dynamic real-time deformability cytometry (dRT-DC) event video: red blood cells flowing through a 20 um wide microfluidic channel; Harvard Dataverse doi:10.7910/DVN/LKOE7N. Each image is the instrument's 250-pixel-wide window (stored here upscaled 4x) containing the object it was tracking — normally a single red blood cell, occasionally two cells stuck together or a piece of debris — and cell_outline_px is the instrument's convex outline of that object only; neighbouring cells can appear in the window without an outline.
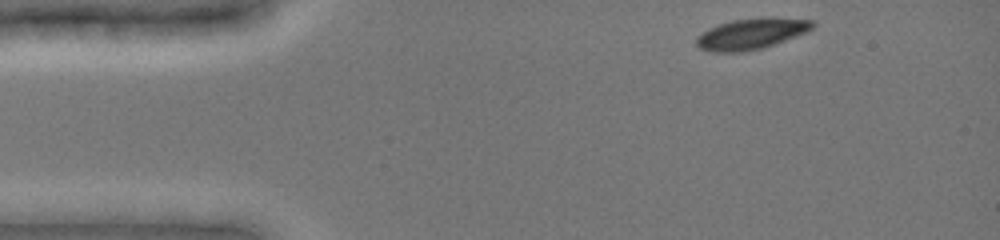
{"species": "common noctule bat (a hibernating species)", "species_latin": "Nyctalus noctula", "temperature_condition": "cold", "stored_images_in_passage": 41, "camera_frame_rate_fps": 3000, "um_per_image_px": 0.085, "animal": {"sex": "female", "body_mass_g": 19.0, "forearm_length_mm": 51.5}, "frame": {"image": 1, "passage_image": 1, "time_ms": 0.0, "image_size_px": [1000, 240], "cell_outline_px": [[816, 24], [808, 32], [760, 48], [744, 52], [712, 52], [700, 48], [696, 44], [696, 36], [708, 28], [732, 20], [816, 20]], "centroid_in_image_um": [63.78, 2.92], "position_along_channel_um": 21.2, "area_um2": 19.88}}
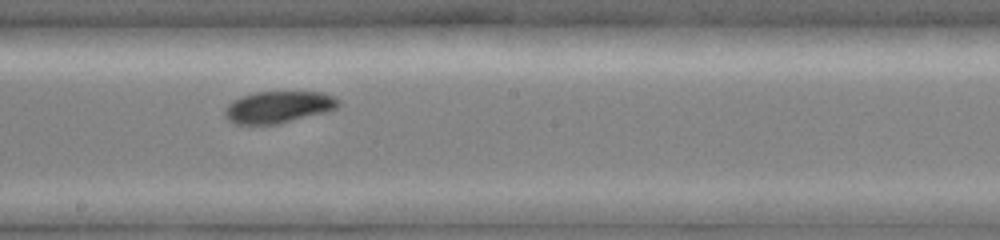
{"frame": {"image": 2, "passage_image": 22, "time_ms": 7.0, "image_size_px": [1000, 240], "cell_outline_px": [[340, 104], [336, 108], [324, 112], [276, 124], [236, 124], [228, 120], [224, 116], [224, 108], [228, 104], [240, 96], [256, 92], [324, 92], [340, 100]], "centroid_in_image_um": [23.62, 9.09], "position_along_channel_um": 224.6, "area_um2": 20.92}}
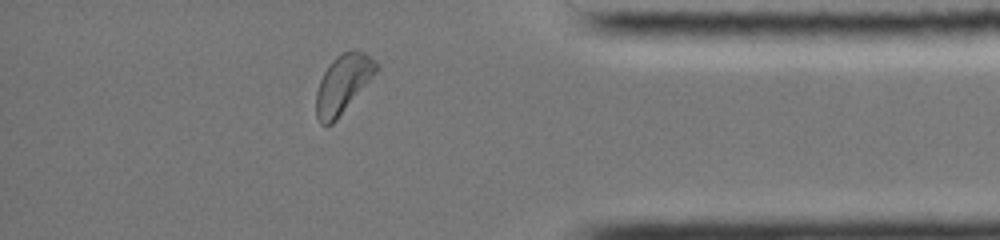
{"frame": {"image": 3, "passage_image": 37, "time_ms": 12.0, "image_size_px": [1000, 240], "cell_outline_px": [[380, 68], [336, 120], [332, 124], [320, 124], [316, 116], [316, 92], [320, 80], [324, 72], [332, 60], [336, 56], [352, 48], [356, 48], [364, 52], [380, 64]], "centroid_in_image_um": [29.16, 7.09], "position_along_channel_um": 406.0, "area_um2": 20.46}, "authors_computed_cell_mechanics": {"area_um2": 20.9236, "velocity_mm_per_s": 3.8828, "shape_relaxation_time_tau1_ms": 1.8791, "shape_relaxation_time_tau2_ms": 10.9907, "deformation_change_tau1": 0.0751, "deformation_change_tau2": 0.1009}}